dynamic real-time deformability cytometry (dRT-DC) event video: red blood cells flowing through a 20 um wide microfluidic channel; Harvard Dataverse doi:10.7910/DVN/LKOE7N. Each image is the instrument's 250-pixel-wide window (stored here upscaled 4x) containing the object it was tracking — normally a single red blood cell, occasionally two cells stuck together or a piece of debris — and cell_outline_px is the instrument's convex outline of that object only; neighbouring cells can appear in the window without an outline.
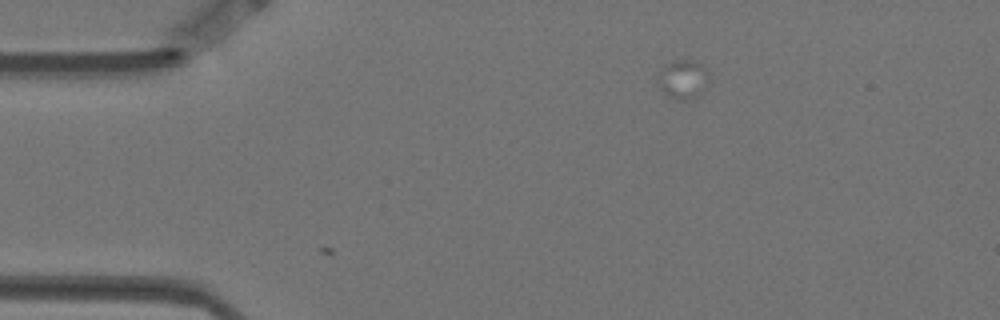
{"species": "Egyptian fruit bat (a non-hibernating species)", "species_latin": "Rousettus aegyptiacus", "temperature_condition": "warm", "stored_images_in_passage": 2, "camera_frame_rate_fps": 3000, "um_per_image_px": 0.085, "animal": {"sex": "female"}, "frame": {"image": 1, "passage_image": 2, "time_ms": 0.333, "image_size_px": [1000, 320], "cell_outline_px": [[712, 80], [708, 88], [692, 100], [680, 100], [668, 96], [660, 88], [656, 80], [664, 64], [672, 60], [692, 60], [708, 68]], "centroid_in_image_um": [58.13, 6.74], "position_along_channel_um": 26.9, "area_um2": 12.25}}